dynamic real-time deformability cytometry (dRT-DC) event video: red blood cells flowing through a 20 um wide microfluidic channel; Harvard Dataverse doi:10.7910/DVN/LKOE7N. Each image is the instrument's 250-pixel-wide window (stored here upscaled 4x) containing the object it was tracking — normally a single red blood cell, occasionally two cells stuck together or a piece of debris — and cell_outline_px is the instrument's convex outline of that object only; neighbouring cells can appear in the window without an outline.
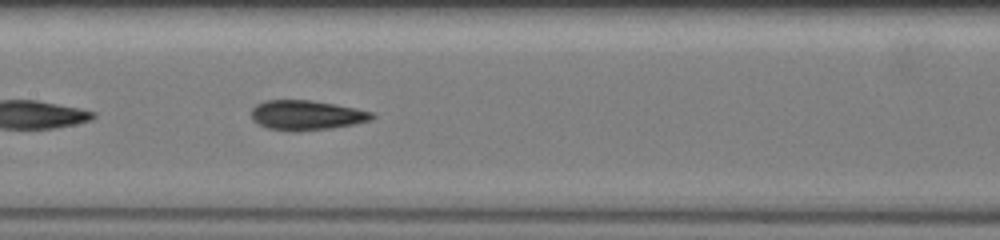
{"species": "common noctule bat (a hibernating species)", "species_latin": "Nyctalus noctula", "temperature_condition": "warm", "stored_images_in_passage": 27, "camera_frame_rate_fps": 3000, "um_per_image_px": 0.085, "animal": {"sex": "female", "body_mass_g": 19.5, "forearm_length_mm": 54.1}, "frame": {"image": 1, "passage_image": 26, "time_ms": 5.667, "image_size_px": [1000, 240], "cell_outline_px": [[376, 116], [368, 120], [352, 124], [328, 128], [300, 132], [288, 132], [268, 128], [252, 120], [252, 108], [256, 104], [264, 100], [312, 100], [336, 104], [356, 108], [372, 112]], "centroid_in_image_um": [26.01, 9.79], "position_along_channel_um": 181.4, "area_um2": 20.98}}